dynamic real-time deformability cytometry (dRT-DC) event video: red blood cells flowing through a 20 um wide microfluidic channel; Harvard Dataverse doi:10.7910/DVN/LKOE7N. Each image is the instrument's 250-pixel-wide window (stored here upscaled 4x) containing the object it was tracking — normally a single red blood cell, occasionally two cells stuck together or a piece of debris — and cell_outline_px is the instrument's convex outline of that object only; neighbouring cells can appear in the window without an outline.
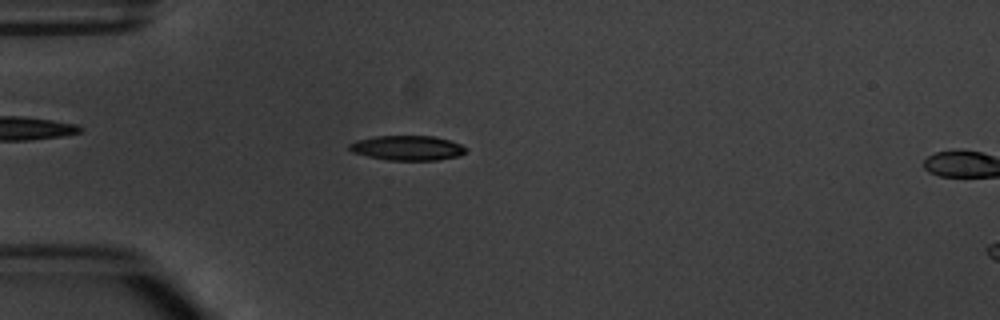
{"species": "common noctule bat (a hibernating species)", "species_latin": "Nyctalus noctula", "temperature_condition": "warm", "stored_images_in_passage": 5, "camera_frame_rate_fps": 3000, "um_per_image_px": 0.085, "animal": {"sex": "male", "body_mass_g": 20.1, "forearm_length_mm": 53.5}, "frame": {"image": 1, "passage_image": 4, "time_ms": 3.667, "image_size_px": [1000, 320], "cell_outline_px": [[468, 148], [460, 156], [436, 160], [388, 160], [368, 156], [352, 152], [348, 148], [348, 144], [356, 140], [376, 136], [432, 136], [448, 140], [460, 144]], "centroid_in_image_um": [34.61, 12.57], "position_along_channel_um": 50.4, "area_um2": 16.76}}